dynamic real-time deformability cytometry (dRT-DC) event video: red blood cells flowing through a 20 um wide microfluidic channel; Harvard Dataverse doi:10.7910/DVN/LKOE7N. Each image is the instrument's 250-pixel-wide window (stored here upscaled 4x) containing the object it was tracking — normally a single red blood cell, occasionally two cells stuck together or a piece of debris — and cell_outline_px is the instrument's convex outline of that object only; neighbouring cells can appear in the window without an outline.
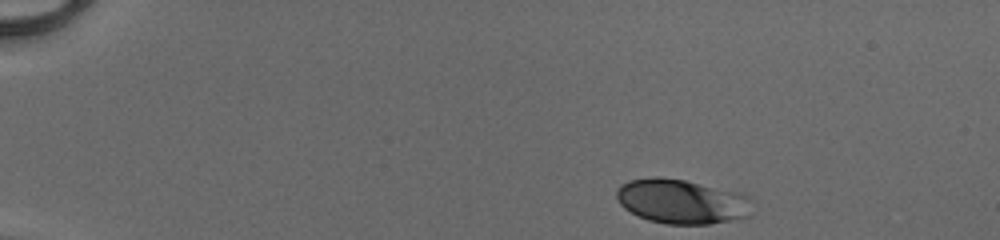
{"species": "human", "species_latin": "Homo sapiens", "temperature_condition": "cold", "stored_images_in_passage": 42, "camera_frame_rate_fps": 3000, "um_per_image_px": 0.085, "donor": {"sex": "male"}, "frame": {"image": 1, "passage_image": 1, "time_ms": 0.0, "image_size_px": [1000, 240], "cell_outline_px": [[752, 216], [708, 224], [664, 224], [648, 220], [636, 216], [624, 208], [616, 200], [616, 188], [620, 184], [628, 180], [656, 176], [660, 176], [684, 180], [740, 192], [748, 196], [752, 200]], "centroid_in_image_um": [57.94, 17.12], "position_along_channel_um": 27.1, "area_um2": 35.84}}
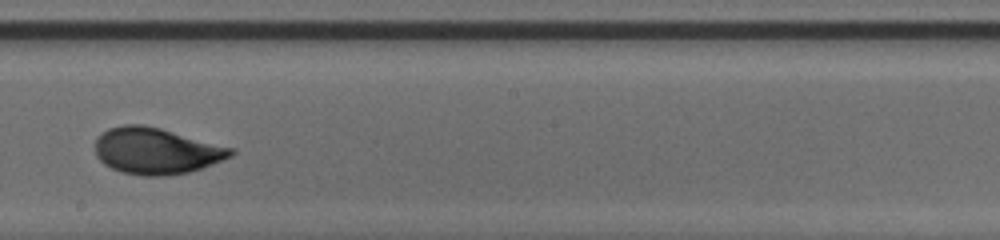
{"frame": {"image": 2, "passage_image": 24, "time_ms": 7.667, "image_size_px": [1000, 240], "cell_outline_px": [[236, 152], [232, 156], [200, 168], [188, 172], [160, 176], [140, 176], [124, 172], [112, 168], [104, 164], [96, 156], [96, 136], [108, 128], [124, 124], [144, 124], [160, 128], [236, 148]], "centroid_in_image_um": [13.28, 12.81], "position_along_channel_um": 234.9, "area_um2": 36.7}}
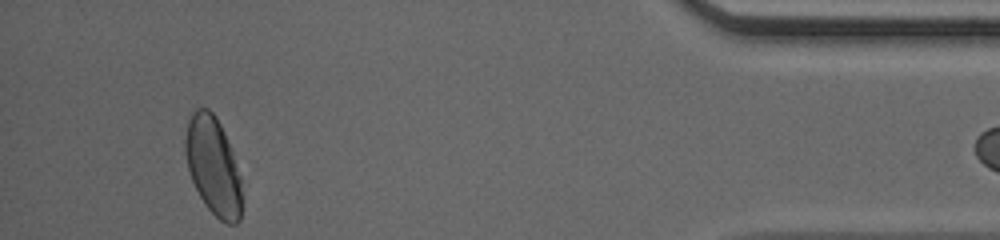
{"frame": {"image": 3, "passage_image": 41, "time_ms": 13.333, "image_size_px": [1000, 240], "cell_outline_px": [[240, 220], [236, 224], [228, 224], [220, 220], [204, 204], [192, 180], [188, 168], [184, 152], [184, 136], [188, 120], [192, 112], [196, 108], [208, 108], [216, 116], [224, 132], [240, 176]], "centroid_in_image_um": [18.08, 14.08], "position_along_channel_um": 417.1, "area_um2": 31.96}}